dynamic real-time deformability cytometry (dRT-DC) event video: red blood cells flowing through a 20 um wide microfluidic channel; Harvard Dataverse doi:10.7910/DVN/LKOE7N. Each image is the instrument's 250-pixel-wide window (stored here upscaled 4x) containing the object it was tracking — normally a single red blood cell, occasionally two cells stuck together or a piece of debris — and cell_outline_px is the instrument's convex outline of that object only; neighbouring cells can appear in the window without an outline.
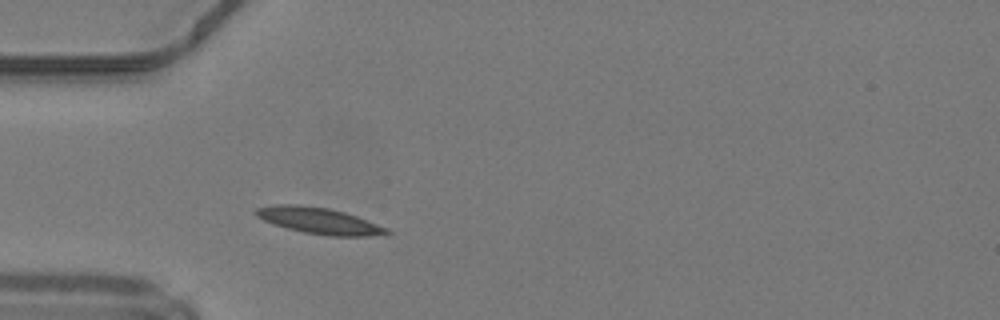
{"species": "common noctule bat (a hibernating species)", "species_latin": "Nyctalus noctula", "temperature_condition": "warm", "stored_images_in_passage": 35, "camera_frame_rate_fps": 3000, "um_per_image_px": 0.085, "animal": {"sex": "male", "body_mass_g": 19.2, "forearm_length_mm": 51.8}, "frame": {"image": 1, "passage_image": 1, "time_ms": 0.0, "image_size_px": [1000, 320], "cell_outline_px": [[392, 232], [384, 236], [328, 236], [304, 232], [288, 228], [264, 220], [256, 216], [252, 212], [256, 208], [272, 204], [300, 204], [328, 208], [344, 212], [368, 220], [388, 228]], "centroid_in_image_um": [27.16, 18.76], "position_along_channel_um": 57.8, "area_um2": 20.23}}
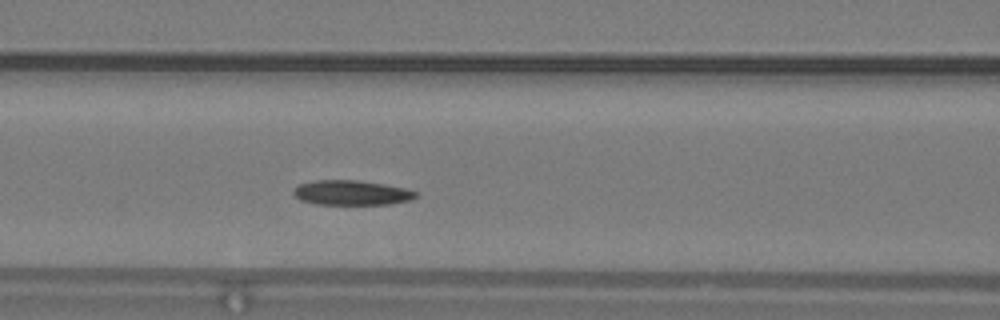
{"frame": {"image": 2, "passage_image": 7, "time_ms": 2.0, "image_size_px": [1000, 320], "cell_outline_px": [[420, 196], [412, 200], [392, 204], [316, 204], [300, 200], [292, 192], [296, 184], [312, 180], [360, 180], [384, 184], [404, 188], [420, 192]], "centroid_in_image_um": [29.91, 16.37], "position_along_channel_um": 136.7, "area_um2": 18.03}}
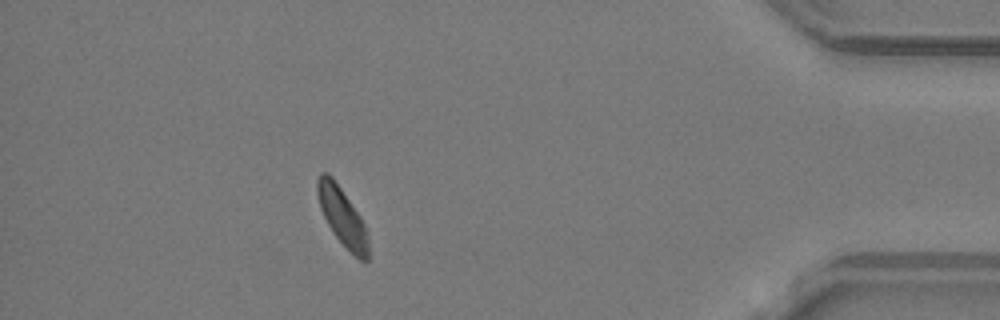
{"frame": {"image": 3, "passage_image": 30, "time_ms": 9.667, "image_size_px": [1000, 320], "cell_outline_px": [[368, 260], [360, 260], [332, 232], [320, 208], [316, 192], [316, 180], [320, 172], [328, 172], [332, 176], [360, 216], [368, 232]], "centroid_in_image_um": [29.07, 18.36], "position_along_channel_um": 406.1, "area_um2": 16.99}, "authors_computed_cell_mechanics": {"area_um2": 18.0336, "velocity_mm_per_s": 4.1669, "shape_relaxation_time_tau1_ms": 3.7873, "shape_relaxation_time_tau2_ms": null, "deformation_change_tau1": 0.1174, "deformation_change_tau2": null}}